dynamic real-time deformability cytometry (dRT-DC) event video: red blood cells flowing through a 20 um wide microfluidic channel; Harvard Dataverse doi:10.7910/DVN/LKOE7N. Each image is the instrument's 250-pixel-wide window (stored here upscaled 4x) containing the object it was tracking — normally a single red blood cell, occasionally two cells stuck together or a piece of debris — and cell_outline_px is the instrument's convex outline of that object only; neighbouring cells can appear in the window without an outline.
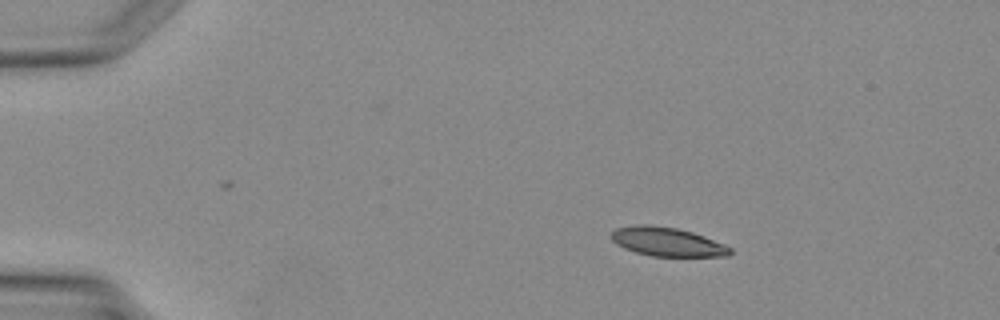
{"species": "Egyptian fruit bat (a non-hibernating species)", "species_latin": "Rousettus aegyptiacus", "temperature_condition": "warm", "stored_images_in_passage": 3, "camera_frame_rate_fps": 3000, "um_per_image_px": 0.085, "animal": {"sex": "female"}, "frame": {"image": 1, "passage_image": 1, "time_ms": 0.0, "image_size_px": [1000, 320], "cell_outline_px": [[732, 252], [728, 256], [652, 256], [636, 252], [624, 248], [616, 244], [612, 240], [612, 232], [616, 228], [632, 224], [652, 224], [676, 228], [692, 232], [704, 236], [724, 244], [732, 248]], "centroid_in_image_um": [56.7, 20.54], "position_along_channel_um": 28.3, "area_um2": 20.06}}
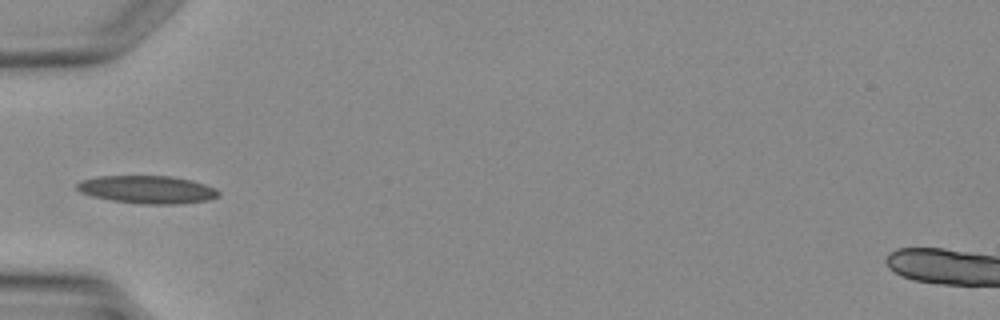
{"frame": {"image": 2, "passage_image": 3, "time_ms": 2.333, "image_size_px": [1000, 320], "cell_outline_px": [[220, 196], [208, 200], [180, 204], [140, 204], [112, 200], [92, 196], [80, 192], [76, 188], [76, 184], [80, 180], [100, 176], [172, 176], [192, 180], [216, 188], [220, 192]], "centroid_in_image_um": [12.54, 16.11], "position_along_channel_um": 72.5, "area_um2": 23.12}}